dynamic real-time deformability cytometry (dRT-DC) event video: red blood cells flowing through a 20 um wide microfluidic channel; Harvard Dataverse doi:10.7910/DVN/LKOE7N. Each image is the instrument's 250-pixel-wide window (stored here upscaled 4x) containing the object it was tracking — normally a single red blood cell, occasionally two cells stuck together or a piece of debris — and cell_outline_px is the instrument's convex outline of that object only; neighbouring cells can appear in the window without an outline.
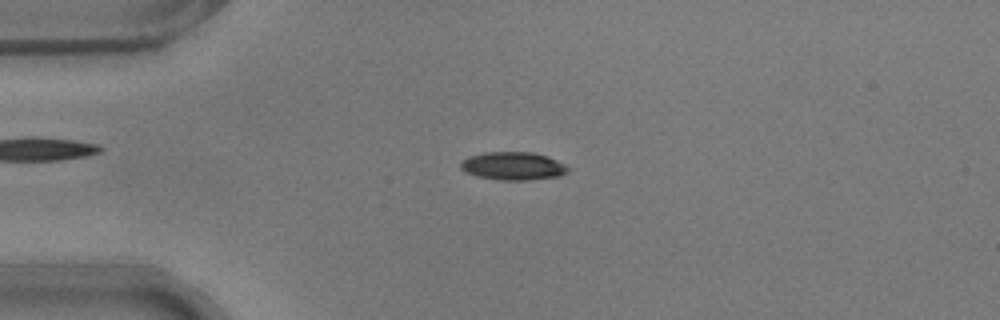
{"species": "common noctule bat (a hibernating species)", "species_latin": "Nyctalus noctula", "temperature_condition": "warm", "stored_images_in_passage": 54, "camera_frame_rate_fps": 3000, "um_per_image_px": 0.085, "animal": {"sex": "male", "body_mass_g": 17.9}, "frame": {"image": 1, "passage_image": 13, "time_ms": 4.0, "image_size_px": [1000, 320], "cell_outline_px": [[568, 172], [560, 176], [528, 180], [500, 180], [476, 176], [460, 168], [460, 164], [468, 156], [484, 152], [532, 152], [548, 156], [564, 164], [568, 168]], "centroid_in_image_um": [43.62, 14.11], "position_along_channel_um": 41.4, "area_um2": 17.51}}
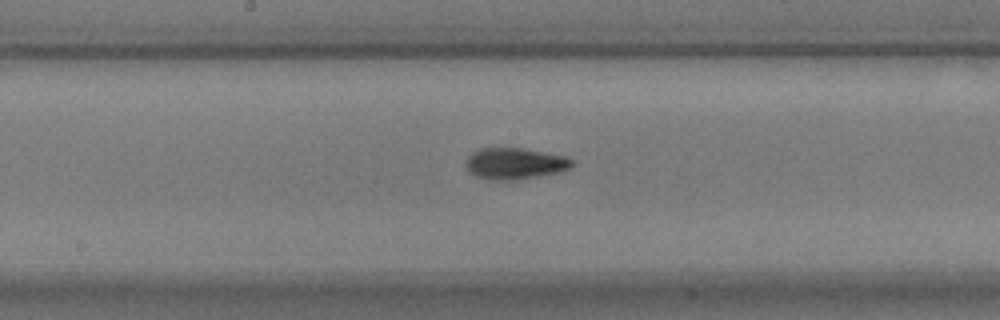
{"frame": {"image": 2, "passage_image": 28, "time_ms": 9.0, "image_size_px": [1000, 320], "cell_outline_px": [[572, 164], [568, 168], [556, 172], [536, 176], [512, 180], [488, 180], [476, 176], [468, 172], [464, 164], [468, 156], [472, 152], [480, 148], [524, 148], [564, 156], [572, 160]], "centroid_in_image_um": [43.66, 13.89], "position_along_channel_um": 204.5, "area_um2": 19.25}}
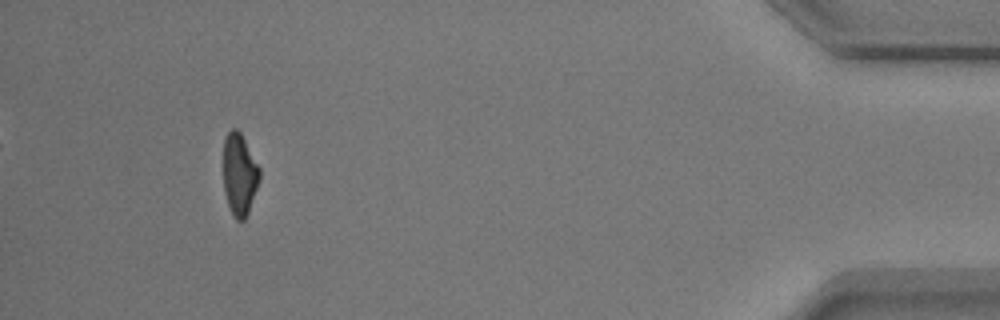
{"frame": {"image": 3, "passage_image": 50, "time_ms": 16.333, "image_size_px": [1000, 320], "cell_outline_px": [[260, 176], [248, 212], [244, 220], [236, 220], [228, 204], [224, 192], [224, 140], [228, 132], [232, 128], [236, 128], [240, 132], [260, 168]], "centroid_in_image_um": [20.35, 14.8], "position_along_channel_um": 414.9, "area_um2": 16.94}, "authors_computed_cell_mechanics": {"area_um2": 18.207, "velocity_mm_per_s": 3.7611, "shape_relaxation_time_tau1_ms": 4.0049, "shape_relaxation_time_tau2_ms": 2.9528, "deformation_change_tau1": 0.1713, "deformation_change_tau2": 0.0848}}